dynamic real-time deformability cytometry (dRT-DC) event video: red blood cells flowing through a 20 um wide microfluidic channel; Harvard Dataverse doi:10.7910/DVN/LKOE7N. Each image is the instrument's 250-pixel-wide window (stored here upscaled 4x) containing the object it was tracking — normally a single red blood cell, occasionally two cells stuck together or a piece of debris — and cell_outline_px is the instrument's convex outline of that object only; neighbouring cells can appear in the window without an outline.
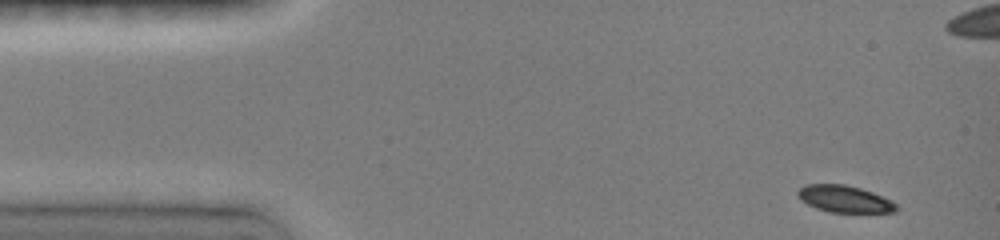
{"species": "common noctule bat (a hibernating species)", "species_latin": "Nyctalus noctula", "temperature_condition": "room temperature", "stored_images_in_passage": 63, "camera_frame_rate_fps": 3000, "um_per_image_px": 0.085, "animal": {"sex": "female", "body_mass_g": 19.0, "forearm_length_mm": 51.5}, "frame": {"image": 1, "passage_image": 1, "time_ms": 0.0, "image_size_px": [1000, 240], "cell_outline_px": [[900, 208], [896, 212], [828, 212], [816, 208], [800, 200], [796, 196], [796, 192], [804, 184], [844, 184], [860, 188], [872, 192], [892, 200]], "centroid_in_image_um": [71.77, 16.91], "position_along_channel_um": 13.2, "area_um2": 15.61}}
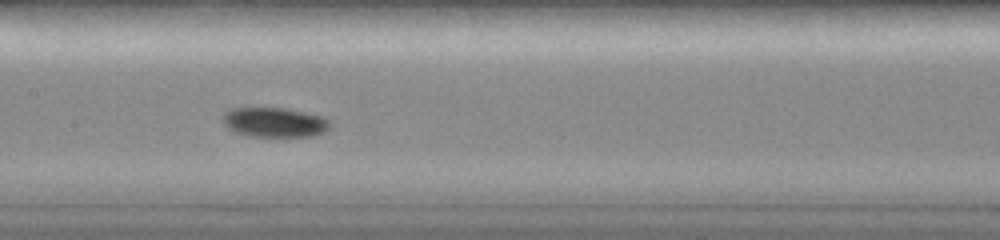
{"frame": {"image": 2, "passage_image": 30, "time_ms": 6.667, "image_size_px": [1000, 240], "cell_outline_px": [[328, 128], [324, 132], [312, 136], [248, 136], [236, 132], [228, 128], [220, 120], [224, 112], [228, 108], [284, 108], [320, 116], [328, 120]], "centroid_in_image_um": [23.24, 10.39], "position_along_channel_um": 184.2, "area_um2": 18.38}}
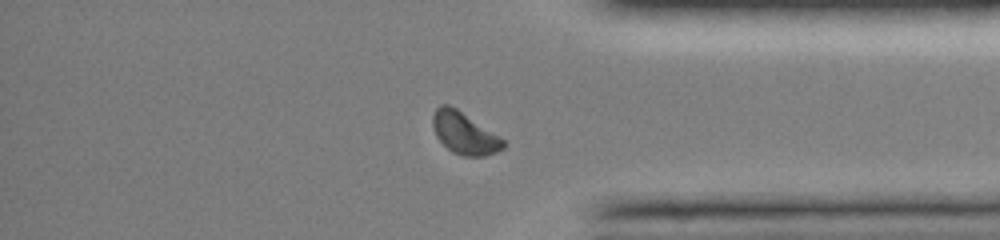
{"frame": {"image": 3, "passage_image": 52, "time_ms": 12.0, "image_size_px": [1000, 240], "cell_outline_px": [[508, 144], [504, 148], [496, 152], [484, 156], [464, 156], [452, 152], [436, 136], [432, 124], [432, 116], [436, 108], [440, 104], [448, 104], [456, 108], [500, 136]], "centroid_in_image_um": [39.49, 11.32], "position_along_channel_um": 395.7, "area_um2": 17.22}, "authors_computed_cell_mechanics": {"area_um2": 17.34, "velocity_mm_per_s": 4.0233, "shape_relaxation_time_tau1_ms": 3.2329, "shape_relaxation_time_tau2_ms": null, "deformation_change_tau1": 0.0751, "deformation_change_tau2": null}}